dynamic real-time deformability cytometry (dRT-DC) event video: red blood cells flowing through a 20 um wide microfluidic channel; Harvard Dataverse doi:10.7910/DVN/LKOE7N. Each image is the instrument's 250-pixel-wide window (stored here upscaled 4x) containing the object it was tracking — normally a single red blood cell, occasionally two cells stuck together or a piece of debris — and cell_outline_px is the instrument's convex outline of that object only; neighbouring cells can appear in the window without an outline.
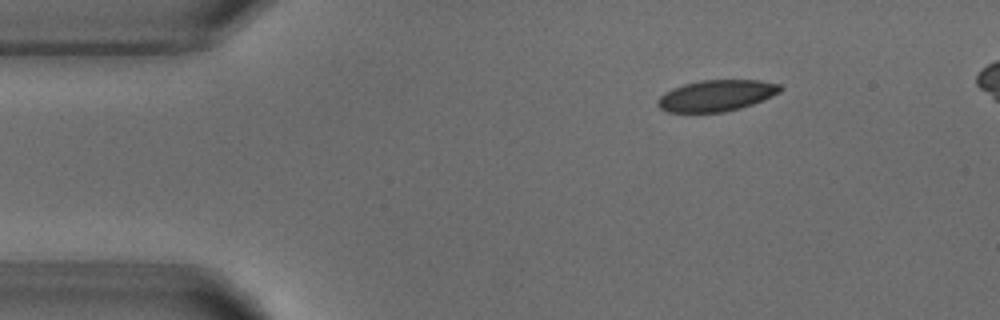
{"species": "common noctule bat (a hibernating species)", "species_latin": "Nyctalus noctula", "temperature_condition": "warm", "stored_images_in_passage": 5, "camera_frame_rate_fps": 3000, "um_per_image_px": 0.085, "animal": {"sex": "male", "body_mass_g": 18.8}, "frame": {"image": 1, "passage_image": 2, "time_ms": 1.333, "image_size_px": [1000, 320], "cell_outline_px": [[784, 88], [780, 92], [764, 100], [740, 108], [724, 112], [668, 112], [660, 108], [656, 104], [656, 100], [664, 92], [672, 88], [684, 84], [700, 80], [760, 80], [780, 84]], "centroid_in_image_um": [60.89, 8.12], "position_along_channel_um": 24.1, "area_um2": 22.48}}